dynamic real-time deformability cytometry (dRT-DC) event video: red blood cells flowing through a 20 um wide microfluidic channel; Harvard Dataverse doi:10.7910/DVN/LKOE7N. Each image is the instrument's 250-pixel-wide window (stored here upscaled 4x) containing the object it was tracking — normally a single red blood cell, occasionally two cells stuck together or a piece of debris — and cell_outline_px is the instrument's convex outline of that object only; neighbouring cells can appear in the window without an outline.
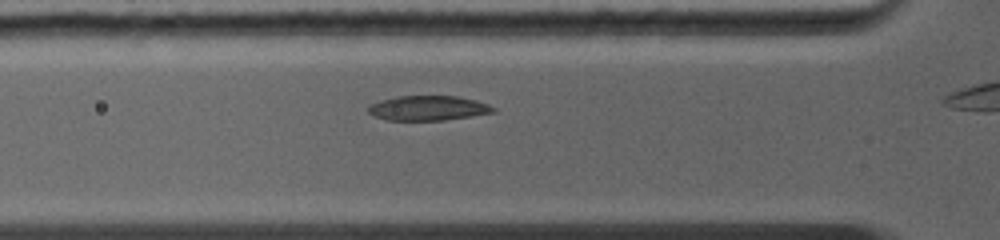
{"species": "common noctule bat (a hibernating species)", "species_latin": "Nyctalus noctula", "temperature_condition": "warm", "stored_images_in_passage": 7, "camera_frame_rate_fps": 5000, "um_per_image_px": 0.085, "animal": {"sex": "female", "body_mass_g": 19.0, "forearm_length_mm": 56.7}, "frame": {"image": 1, "passage_image": 6, "time_ms": 2.0, "image_size_px": [1000, 240], "cell_outline_px": [[496, 112], [472, 116], [444, 120], [388, 120], [376, 116], [368, 112], [368, 108], [372, 104], [380, 100], [396, 96], [456, 96], [476, 100], [488, 104], [496, 108]], "centroid_in_image_um": [36.43, 9.18], "position_along_channel_um": 89.4, "area_um2": 17.98}}